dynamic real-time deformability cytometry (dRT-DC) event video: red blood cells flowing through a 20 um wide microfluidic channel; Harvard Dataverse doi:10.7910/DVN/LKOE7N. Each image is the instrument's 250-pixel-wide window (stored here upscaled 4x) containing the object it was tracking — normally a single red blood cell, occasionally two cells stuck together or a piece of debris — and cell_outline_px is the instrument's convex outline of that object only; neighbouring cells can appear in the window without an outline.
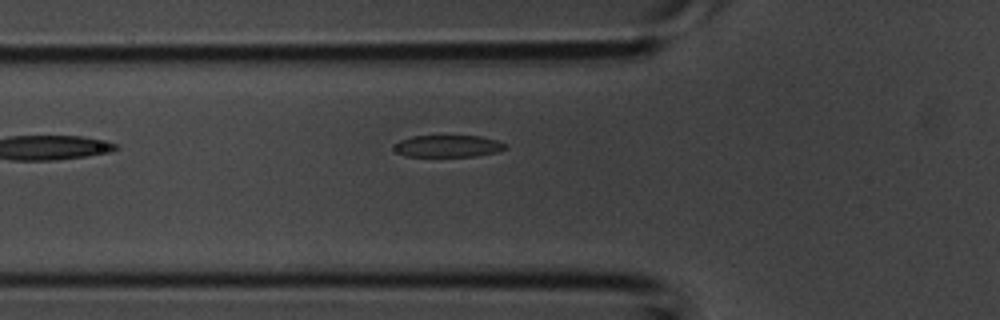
{"species": "common noctule bat (a hibernating species)", "species_latin": "Nyctalus noctula", "temperature_condition": "room temperature", "stored_images_in_passage": 2, "camera_frame_rate_fps": 3000, "um_per_image_px": 0.085, "animal": {"sex": "male", "body_mass_g": 20.1, "forearm_length_mm": 53.5}, "frame": {"image": 1, "passage_image": 2, "time_ms": 0.333, "image_size_px": [1000, 320], "cell_outline_px": [[508, 148], [500, 152], [476, 156], [404, 156], [396, 152], [396, 144], [400, 140], [412, 136], [480, 136], [496, 140], [508, 144]], "centroid_in_image_um": [38.16, 12.42], "position_along_channel_um": 87.6, "area_um2": 14.28}}